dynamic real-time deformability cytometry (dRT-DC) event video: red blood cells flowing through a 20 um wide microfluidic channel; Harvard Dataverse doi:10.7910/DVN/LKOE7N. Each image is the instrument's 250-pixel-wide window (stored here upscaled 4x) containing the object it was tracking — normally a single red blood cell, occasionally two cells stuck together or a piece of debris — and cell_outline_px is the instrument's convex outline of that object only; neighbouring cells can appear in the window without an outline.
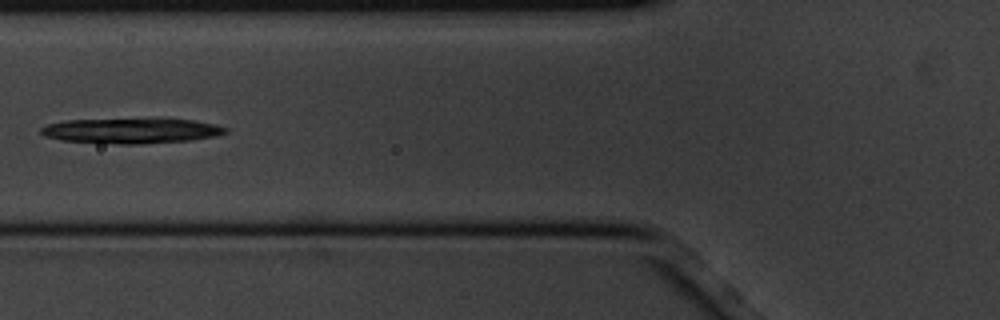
{"species": "common noctule bat (a hibernating species)", "species_latin": "Nyctalus noctula", "temperature_condition": "cold", "stored_images_in_passage": 9, "camera_frame_rate_fps": 3000, "um_per_image_px": 0.085, "animal": {"sex": "male", "body_mass_g": 20.1, "forearm_length_mm": 53.5}, "frame": {"image": 1, "passage_image": 6, "time_ms": 1.667, "image_size_px": [1000, 320], "cell_outline_px": [[228, 132], [216, 136], [188, 140], [136, 144], [116, 144], [60, 140], [44, 136], [40, 132], [40, 128], [48, 124], [64, 120], [164, 116], [192, 120], [216, 124], [228, 128]], "centroid_in_image_um": [11.18, 11.06], "position_along_channel_um": 114.6, "area_um2": 28.38}}
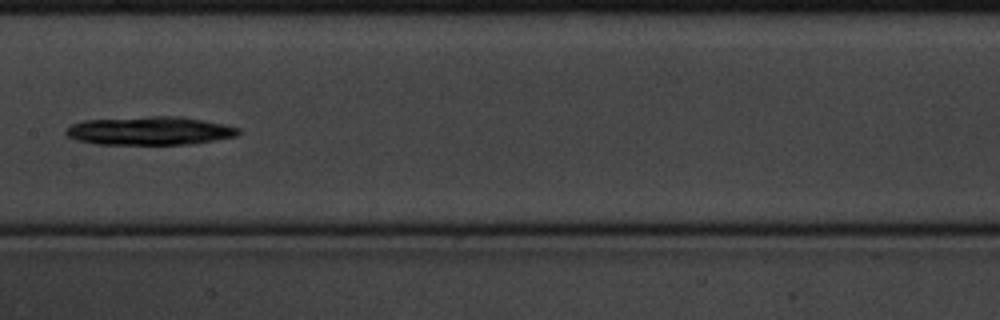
{"frame": {"image": 2, "passage_image": 8, "time_ms": 2.333, "image_size_px": [1000, 320], "cell_outline_px": [[240, 132], [236, 136], [188, 144], [96, 144], [76, 140], [68, 136], [64, 132], [72, 124], [84, 120], [152, 116], [180, 116], [204, 120], [224, 124], [240, 128]], "centroid_in_image_um": [12.72, 11.11], "position_along_channel_um": 194.7, "area_um2": 28.44}}
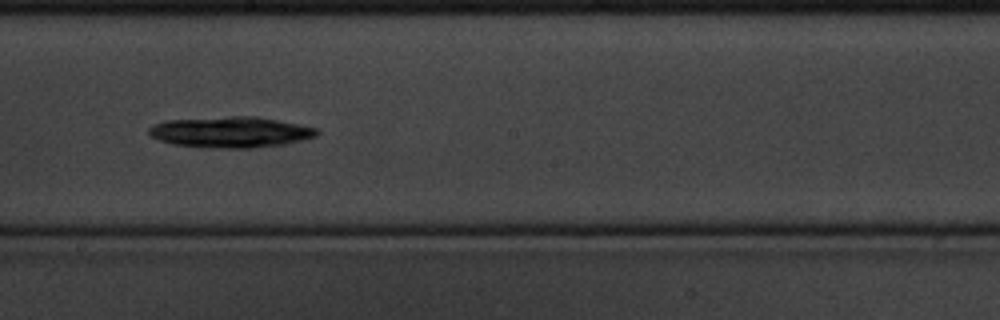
{"frame": {"image": 3, "passage_image": 9, "time_ms": 2.667, "image_size_px": [1000, 320], "cell_outline_px": [[320, 132], [316, 136], [284, 144], [252, 148], [224, 148], [172, 144], [160, 140], [152, 136], [148, 132], [148, 128], [152, 124], [168, 120], [232, 116], [256, 116], [316, 128]], "centroid_in_image_um": [19.58, 11.22], "position_along_channel_um": 228.6, "area_um2": 29.88}}